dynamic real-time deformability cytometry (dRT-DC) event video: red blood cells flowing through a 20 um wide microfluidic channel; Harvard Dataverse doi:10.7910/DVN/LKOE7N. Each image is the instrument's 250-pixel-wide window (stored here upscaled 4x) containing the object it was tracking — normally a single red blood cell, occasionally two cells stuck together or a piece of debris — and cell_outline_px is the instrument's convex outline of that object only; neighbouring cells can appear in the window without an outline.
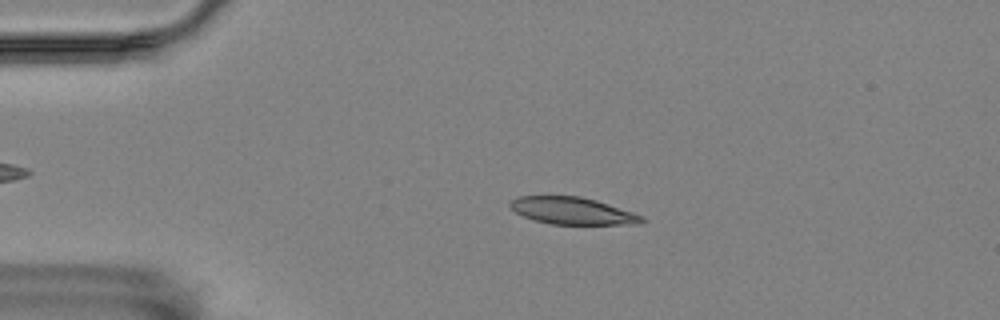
{"species": "Egyptian fruit bat (a non-hibernating species)", "species_latin": "Rousettus aegyptiacus", "temperature_condition": "room temperature", "stored_images_in_passage": 55, "camera_frame_rate_fps": 3000, "um_per_image_px": 0.085, "animal": {"sex": "female"}, "frame": {"image": 1, "passage_image": 11, "time_ms": 3.333, "image_size_px": [1000, 320], "cell_outline_px": [[648, 220], [640, 224], [552, 224], [536, 220], [524, 216], [516, 212], [508, 204], [512, 200], [520, 196], [580, 196], [596, 200], [644, 216]], "centroid_in_image_um": [48.71, 17.92], "position_along_channel_um": 36.3, "area_um2": 20.63}}
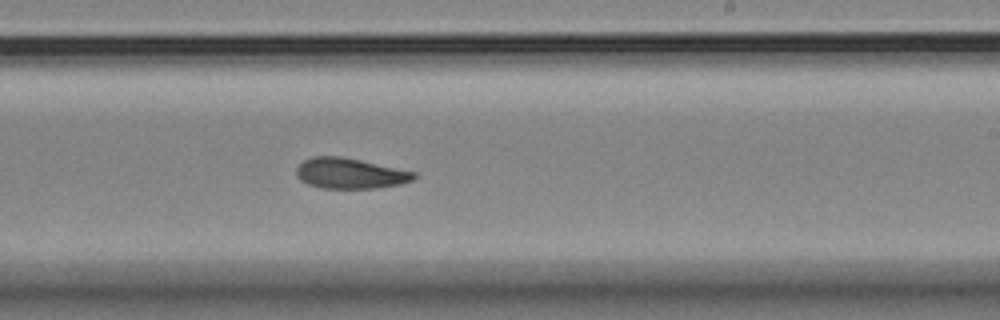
{"frame": {"image": 2, "passage_image": 33, "time_ms": 10.667, "image_size_px": [1000, 320], "cell_outline_px": [[416, 176], [412, 180], [400, 184], [376, 188], [320, 188], [308, 184], [300, 180], [296, 176], [296, 168], [304, 160], [312, 156], [340, 156], [360, 160], [416, 172]], "centroid_in_image_um": [29.72, 14.74], "position_along_channel_um": 259.3, "area_um2": 20.87}}
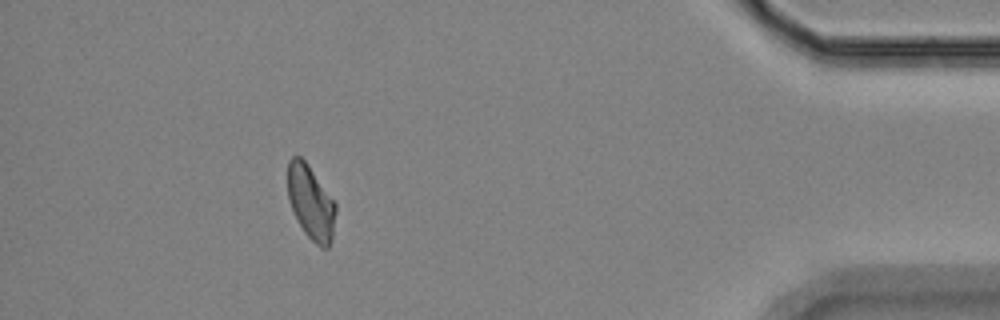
{"frame": {"image": 3, "passage_image": 50, "time_ms": 16.333, "image_size_px": [1000, 320], "cell_outline_px": [[336, 212], [332, 240], [328, 248], [320, 248], [304, 232], [292, 208], [288, 196], [288, 160], [292, 156], [300, 156], [308, 164], [336, 204]], "centroid_in_image_um": [26.43, 17.21], "position_along_channel_um": 408.8, "area_um2": 20.52}, "authors_computed_cell_mechanics": {"area_um2": 21.1548, "velocity_mm_per_s": 3.5223, "shape_relaxation_time_tau1_ms": 9.7768, "shape_relaxation_time_tau2_ms": null, "deformation_change_tau1": 0.1934, "deformation_change_tau2": null}}